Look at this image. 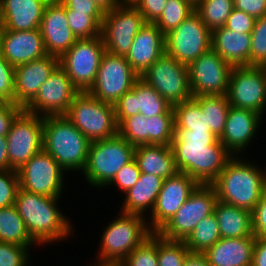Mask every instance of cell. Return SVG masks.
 Listing matches in <instances>:
<instances>
[{
    "label": "cell",
    "mask_w": 266,
    "mask_h": 266,
    "mask_svg": "<svg viewBox=\"0 0 266 266\" xmlns=\"http://www.w3.org/2000/svg\"><path fill=\"white\" fill-rule=\"evenodd\" d=\"M199 184L189 175L177 172L164 180L152 212L149 228L158 232L180 209Z\"/></svg>",
    "instance_id": "cell-19"
},
{
    "label": "cell",
    "mask_w": 266,
    "mask_h": 266,
    "mask_svg": "<svg viewBox=\"0 0 266 266\" xmlns=\"http://www.w3.org/2000/svg\"><path fill=\"white\" fill-rule=\"evenodd\" d=\"M79 92L59 65L24 110L42 117L64 115Z\"/></svg>",
    "instance_id": "cell-18"
},
{
    "label": "cell",
    "mask_w": 266,
    "mask_h": 266,
    "mask_svg": "<svg viewBox=\"0 0 266 266\" xmlns=\"http://www.w3.org/2000/svg\"><path fill=\"white\" fill-rule=\"evenodd\" d=\"M252 231L256 238H266V191L252 211Z\"/></svg>",
    "instance_id": "cell-51"
},
{
    "label": "cell",
    "mask_w": 266,
    "mask_h": 266,
    "mask_svg": "<svg viewBox=\"0 0 266 266\" xmlns=\"http://www.w3.org/2000/svg\"><path fill=\"white\" fill-rule=\"evenodd\" d=\"M39 29L47 54L57 58L78 40L68 25L66 8L58 0H50L46 5Z\"/></svg>",
    "instance_id": "cell-22"
},
{
    "label": "cell",
    "mask_w": 266,
    "mask_h": 266,
    "mask_svg": "<svg viewBox=\"0 0 266 266\" xmlns=\"http://www.w3.org/2000/svg\"><path fill=\"white\" fill-rule=\"evenodd\" d=\"M194 11L195 6L188 0H167L163 13L155 24L166 35Z\"/></svg>",
    "instance_id": "cell-37"
},
{
    "label": "cell",
    "mask_w": 266,
    "mask_h": 266,
    "mask_svg": "<svg viewBox=\"0 0 266 266\" xmlns=\"http://www.w3.org/2000/svg\"><path fill=\"white\" fill-rule=\"evenodd\" d=\"M165 53V35L155 23H146L136 34L125 58L133 70L143 73Z\"/></svg>",
    "instance_id": "cell-25"
},
{
    "label": "cell",
    "mask_w": 266,
    "mask_h": 266,
    "mask_svg": "<svg viewBox=\"0 0 266 266\" xmlns=\"http://www.w3.org/2000/svg\"><path fill=\"white\" fill-rule=\"evenodd\" d=\"M174 112L148 117V144L170 146L174 137Z\"/></svg>",
    "instance_id": "cell-38"
},
{
    "label": "cell",
    "mask_w": 266,
    "mask_h": 266,
    "mask_svg": "<svg viewBox=\"0 0 266 266\" xmlns=\"http://www.w3.org/2000/svg\"><path fill=\"white\" fill-rule=\"evenodd\" d=\"M256 18L251 15H248L242 10L233 8L230 13L224 27L240 33H251L253 31Z\"/></svg>",
    "instance_id": "cell-48"
},
{
    "label": "cell",
    "mask_w": 266,
    "mask_h": 266,
    "mask_svg": "<svg viewBox=\"0 0 266 266\" xmlns=\"http://www.w3.org/2000/svg\"><path fill=\"white\" fill-rule=\"evenodd\" d=\"M146 24L143 15L134 5H118L104 13L101 37L107 52L126 56L134 37Z\"/></svg>",
    "instance_id": "cell-13"
},
{
    "label": "cell",
    "mask_w": 266,
    "mask_h": 266,
    "mask_svg": "<svg viewBox=\"0 0 266 266\" xmlns=\"http://www.w3.org/2000/svg\"><path fill=\"white\" fill-rule=\"evenodd\" d=\"M188 1H190L194 6H196L202 0H188Z\"/></svg>",
    "instance_id": "cell-59"
},
{
    "label": "cell",
    "mask_w": 266,
    "mask_h": 266,
    "mask_svg": "<svg viewBox=\"0 0 266 266\" xmlns=\"http://www.w3.org/2000/svg\"><path fill=\"white\" fill-rule=\"evenodd\" d=\"M118 134L134 147L148 144V118L136 114L118 125Z\"/></svg>",
    "instance_id": "cell-40"
},
{
    "label": "cell",
    "mask_w": 266,
    "mask_h": 266,
    "mask_svg": "<svg viewBox=\"0 0 266 266\" xmlns=\"http://www.w3.org/2000/svg\"><path fill=\"white\" fill-rule=\"evenodd\" d=\"M139 78L125 56L106 51L102 56L95 83L88 92L98 100L114 105L133 88Z\"/></svg>",
    "instance_id": "cell-11"
},
{
    "label": "cell",
    "mask_w": 266,
    "mask_h": 266,
    "mask_svg": "<svg viewBox=\"0 0 266 266\" xmlns=\"http://www.w3.org/2000/svg\"><path fill=\"white\" fill-rule=\"evenodd\" d=\"M134 159L141 173L155 175L164 180L178 172L172 148L168 145L136 146Z\"/></svg>",
    "instance_id": "cell-29"
},
{
    "label": "cell",
    "mask_w": 266,
    "mask_h": 266,
    "mask_svg": "<svg viewBox=\"0 0 266 266\" xmlns=\"http://www.w3.org/2000/svg\"><path fill=\"white\" fill-rule=\"evenodd\" d=\"M118 5H134L138 0H116Z\"/></svg>",
    "instance_id": "cell-58"
},
{
    "label": "cell",
    "mask_w": 266,
    "mask_h": 266,
    "mask_svg": "<svg viewBox=\"0 0 266 266\" xmlns=\"http://www.w3.org/2000/svg\"><path fill=\"white\" fill-rule=\"evenodd\" d=\"M226 95L230 106L249 109L263 116L266 110V67H233Z\"/></svg>",
    "instance_id": "cell-15"
},
{
    "label": "cell",
    "mask_w": 266,
    "mask_h": 266,
    "mask_svg": "<svg viewBox=\"0 0 266 266\" xmlns=\"http://www.w3.org/2000/svg\"><path fill=\"white\" fill-rule=\"evenodd\" d=\"M187 68L193 97L227 94L233 67L214 50L201 54Z\"/></svg>",
    "instance_id": "cell-16"
},
{
    "label": "cell",
    "mask_w": 266,
    "mask_h": 266,
    "mask_svg": "<svg viewBox=\"0 0 266 266\" xmlns=\"http://www.w3.org/2000/svg\"><path fill=\"white\" fill-rule=\"evenodd\" d=\"M251 266H266V238L255 237Z\"/></svg>",
    "instance_id": "cell-54"
},
{
    "label": "cell",
    "mask_w": 266,
    "mask_h": 266,
    "mask_svg": "<svg viewBox=\"0 0 266 266\" xmlns=\"http://www.w3.org/2000/svg\"><path fill=\"white\" fill-rule=\"evenodd\" d=\"M134 151L135 147L119 134L91 142L82 171L85 180L96 188L107 186L117 172L134 159Z\"/></svg>",
    "instance_id": "cell-7"
},
{
    "label": "cell",
    "mask_w": 266,
    "mask_h": 266,
    "mask_svg": "<svg viewBox=\"0 0 266 266\" xmlns=\"http://www.w3.org/2000/svg\"><path fill=\"white\" fill-rule=\"evenodd\" d=\"M141 171L139 170L138 164L135 159L124 165L114 176V178L107 184H116L117 187L123 191L124 194L133 187L139 180Z\"/></svg>",
    "instance_id": "cell-46"
},
{
    "label": "cell",
    "mask_w": 266,
    "mask_h": 266,
    "mask_svg": "<svg viewBox=\"0 0 266 266\" xmlns=\"http://www.w3.org/2000/svg\"><path fill=\"white\" fill-rule=\"evenodd\" d=\"M211 49V30L194 11L165 35V53L188 66Z\"/></svg>",
    "instance_id": "cell-10"
},
{
    "label": "cell",
    "mask_w": 266,
    "mask_h": 266,
    "mask_svg": "<svg viewBox=\"0 0 266 266\" xmlns=\"http://www.w3.org/2000/svg\"><path fill=\"white\" fill-rule=\"evenodd\" d=\"M0 242L29 248L37 243L29 235L24 220L15 205L0 208Z\"/></svg>",
    "instance_id": "cell-32"
},
{
    "label": "cell",
    "mask_w": 266,
    "mask_h": 266,
    "mask_svg": "<svg viewBox=\"0 0 266 266\" xmlns=\"http://www.w3.org/2000/svg\"><path fill=\"white\" fill-rule=\"evenodd\" d=\"M233 8V0H202L195 6V11L207 27L213 31L225 25Z\"/></svg>",
    "instance_id": "cell-36"
},
{
    "label": "cell",
    "mask_w": 266,
    "mask_h": 266,
    "mask_svg": "<svg viewBox=\"0 0 266 266\" xmlns=\"http://www.w3.org/2000/svg\"><path fill=\"white\" fill-rule=\"evenodd\" d=\"M261 118L262 115L255 111L230 106L220 142L233 156H237L256 136Z\"/></svg>",
    "instance_id": "cell-24"
},
{
    "label": "cell",
    "mask_w": 266,
    "mask_h": 266,
    "mask_svg": "<svg viewBox=\"0 0 266 266\" xmlns=\"http://www.w3.org/2000/svg\"><path fill=\"white\" fill-rule=\"evenodd\" d=\"M184 266H210L206 256L203 253L190 252L184 262Z\"/></svg>",
    "instance_id": "cell-55"
},
{
    "label": "cell",
    "mask_w": 266,
    "mask_h": 266,
    "mask_svg": "<svg viewBox=\"0 0 266 266\" xmlns=\"http://www.w3.org/2000/svg\"><path fill=\"white\" fill-rule=\"evenodd\" d=\"M167 0H138L134 6L141 12L146 23H155L162 15Z\"/></svg>",
    "instance_id": "cell-50"
},
{
    "label": "cell",
    "mask_w": 266,
    "mask_h": 266,
    "mask_svg": "<svg viewBox=\"0 0 266 266\" xmlns=\"http://www.w3.org/2000/svg\"><path fill=\"white\" fill-rule=\"evenodd\" d=\"M60 65L59 58L46 56L20 64L14 70V103L23 109L35 98L41 85Z\"/></svg>",
    "instance_id": "cell-21"
},
{
    "label": "cell",
    "mask_w": 266,
    "mask_h": 266,
    "mask_svg": "<svg viewBox=\"0 0 266 266\" xmlns=\"http://www.w3.org/2000/svg\"><path fill=\"white\" fill-rule=\"evenodd\" d=\"M211 49L232 67L250 66L251 34L216 28L211 31Z\"/></svg>",
    "instance_id": "cell-27"
},
{
    "label": "cell",
    "mask_w": 266,
    "mask_h": 266,
    "mask_svg": "<svg viewBox=\"0 0 266 266\" xmlns=\"http://www.w3.org/2000/svg\"><path fill=\"white\" fill-rule=\"evenodd\" d=\"M217 193L212 185L199 184L174 216L157 232L162 238L185 241L196 225L214 211Z\"/></svg>",
    "instance_id": "cell-8"
},
{
    "label": "cell",
    "mask_w": 266,
    "mask_h": 266,
    "mask_svg": "<svg viewBox=\"0 0 266 266\" xmlns=\"http://www.w3.org/2000/svg\"><path fill=\"white\" fill-rule=\"evenodd\" d=\"M106 52L101 35L91 39H78L59 58L73 85L80 91H89L96 80L103 54Z\"/></svg>",
    "instance_id": "cell-9"
},
{
    "label": "cell",
    "mask_w": 266,
    "mask_h": 266,
    "mask_svg": "<svg viewBox=\"0 0 266 266\" xmlns=\"http://www.w3.org/2000/svg\"><path fill=\"white\" fill-rule=\"evenodd\" d=\"M189 253L184 241L167 240L157 233L158 266H184Z\"/></svg>",
    "instance_id": "cell-39"
},
{
    "label": "cell",
    "mask_w": 266,
    "mask_h": 266,
    "mask_svg": "<svg viewBox=\"0 0 266 266\" xmlns=\"http://www.w3.org/2000/svg\"><path fill=\"white\" fill-rule=\"evenodd\" d=\"M234 8L246 12L254 18L266 15V0H233Z\"/></svg>",
    "instance_id": "cell-53"
},
{
    "label": "cell",
    "mask_w": 266,
    "mask_h": 266,
    "mask_svg": "<svg viewBox=\"0 0 266 266\" xmlns=\"http://www.w3.org/2000/svg\"><path fill=\"white\" fill-rule=\"evenodd\" d=\"M255 237L220 238L203 254L210 266H251Z\"/></svg>",
    "instance_id": "cell-28"
},
{
    "label": "cell",
    "mask_w": 266,
    "mask_h": 266,
    "mask_svg": "<svg viewBox=\"0 0 266 266\" xmlns=\"http://www.w3.org/2000/svg\"><path fill=\"white\" fill-rule=\"evenodd\" d=\"M50 0H0V27L14 31L39 29Z\"/></svg>",
    "instance_id": "cell-26"
},
{
    "label": "cell",
    "mask_w": 266,
    "mask_h": 266,
    "mask_svg": "<svg viewBox=\"0 0 266 266\" xmlns=\"http://www.w3.org/2000/svg\"><path fill=\"white\" fill-rule=\"evenodd\" d=\"M221 238L255 237L252 231V212L216 201L213 211Z\"/></svg>",
    "instance_id": "cell-31"
},
{
    "label": "cell",
    "mask_w": 266,
    "mask_h": 266,
    "mask_svg": "<svg viewBox=\"0 0 266 266\" xmlns=\"http://www.w3.org/2000/svg\"><path fill=\"white\" fill-rule=\"evenodd\" d=\"M163 182V178L141 173L137 183L125 193L121 212L145 217L147 209L152 212Z\"/></svg>",
    "instance_id": "cell-30"
},
{
    "label": "cell",
    "mask_w": 266,
    "mask_h": 266,
    "mask_svg": "<svg viewBox=\"0 0 266 266\" xmlns=\"http://www.w3.org/2000/svg\"><path fill=\"white\" fill-rule=\"evenodd\" d=\"M29 248L12 243L0 242V266H27Z\"/></svg>",
    "instance_id": "cell-45"
},
{
    "label": "cell",
    "mask_w": 266,
    "mask_h": 266,
    "mask_svg": "<svg viewBox=\"0 0 266 266\" xmlns=\"http://www.w3.org/2000/svg\"><path fill=\"white\" fill-rule=\"evenodd\" d=\"M193 99L200 105L203 114H206L210 131L220 138L230 108L227 95L196 96Z\"/></svg>",
    "instance_id": "cell-33"
},
{
    "label": "cell",
    "mask_w": 266,
    "mask_h": 266,
    "mask_svg": "<svg viewBox=\"0 0 266 266\" xmlns=\"http://www.w3.org/2000/svg\"><path fill=\"white\" fill-rule=\"evenodd\" d=\"M19 187L16 170H0V208L15 204Z\"/></svg>",
    "instance_id": "cell-44"
},
{
    "label": "cell",
    "mask_w": 266,
    "mask_h": 266,
    "mask_svg": "<svg viewBox=\"0 0 266 266\" xmlns=\"http://www.w3.org/2000/svg\"><path fill=\"white\" fill-rule=\"evenodd\" d=\"M17 172L20 188L49 197L61 196L65 172L44 150L35 154Z\"/></svg>",
    "instance_id": "cell-17"
},
{
    "label": "cell",
    "mask_w": 266,
    "mask_h": 266,
    "mask_svg": "<svg viewBox=\"0 0 266 266\" xmlns=\"http://www.w3.org/2000/svg\"><path fill=\"white\" fill-rule=\"evenodd\" d=\"M6 138L9 165L18 171L43 150V117L23 109L13 120Z\"/></svg>",
    "instance_id": "cell-14"
},
{
    "label": "cell",
    "mask_w": 266,
    "mask_h": 266,
    "mask_svg": "<svg viewBox=\"0 0 266 266\" xmlns=\"http://www.w3.org/2000/svg\"><path fill=\"white\" fill-rule=\"evenodd\" d=\"M90 143L64 115L43 117V150L64 171H83Z\"/></svg>",
    "instance_id": "cell-4"
},
{
    "label": "cell",
    "mask_w": 266,
    "mask_h": 266,
    "mask_svg": "<svg viewBox=\"0 0 266 266\" xmlns=\"http://www.w3.org/2000/svg\"><path fill=\"white\" fill-rule=\"evenodd\" d=\"M22 110L23 108L15 103L0 102V137H6L13 120Z\"/></svg>",
    "instance_id": "cell-52"
},
{
    "label": "cell",
    "mask_w": 266,
    "mask_h": 266,
    "mask_svg": "<svg viewBox=\"0 0 266 266\" xmlns=\"http://www.w3.org/2000/svg\"><path fill=\"white\" fill-rule=\"evenodd\" d=\"M118 266H158L157 233L132 250Z\"/></svg>",
    "instance_id": "cell-41"
},
{
    "label": "cell",
    "mask_w": 266,
    "mask_h": 266,
    "mask_svg": "<svg viewBox=\"0 0 266 266\" xmlns=\"http://www.w3.org/2000/svg\"><path fill=\"white\" fill-rule=\"evenodd\" d=\"M170 146L178 172L202 185H211L233 157L211 131L174 129Z\"/></svg>",
    "instance_id": "cell-1"
},
{
    "label": "cell",
    "mask_w": 266,
    "mask_h": 266,
    "mask_svg": "<svg viewBox=\"0 0 266 266\" xmlns=\"http://www.w3.org/2000/svg\"><path fill=\"white\" fill-rule=\"evenodd\" d=\"M211 185L217 200L252 212L266 191V171L233 156Z\"/></svg>",
    "instance_id": "cell-3"
},
{
    "label": "cell",
    "mask_w": 266,
    "mask_h": 266,
    "mask_svg": "<svg viewBox=\"0 0 266 266\" xmlns=\"http://www.w3.org/2000/svg\"><path fill=\"white\" fill-rule=\"evenodd\" d=\"M58 199L18 189L14 205L38 245L66 239L72 232V224L57 207Z\"/></svg>",
    "instance_id": "cell-2"
},
{
    "label": "cell",
    "mask_w": 266,
    "mask_h": 266,
    "mask_svg": "<svg viewBox=\"0 0 266 266\" xmlns=\"http://www.w3.org/2000/svg\"><path fill=\"white\" fill-rule=\"evenodd\" d=\"M174 129H188L192 131H210L207 125L206 114H203L200 105L193 99L173 105Z\"/></svg>",
    "instance_id": "cell-35"
},
{
    "label": "cell",
    "mask_w": 266,
    "mask_h": 266,
    "mask_svg": "<svg viewBox=\"0 0 266 266\" xmlns=\"http://www.w3.org/2000/svg\"><path fill=\"white\" fill-rule=\"evenodd\" d=\"M171 105L193 98L188 68L172 56L164 53L140 76Z\"/></svg>",
    "instance_id": "cell-12"
},
{
    "label": "cell",
    "mask_w": 266,
    "mask_h": 266,
    "mask_svg": "<svg viewBox=\"0 0 266 266\" xmlns=\"http://www.w3.org/2000/svg\"><path fill=\"white\" fill-rule=\"evenodd\" d=\"M250 34V66L266 67V15L256 19Z\"/></svg>",
    "instance_id": "cell-43"
},
{
    "label": "cell",
    "mask_w": 266,
    "mask_h": 266,
    "mask_svg": "<svg viewBox=\"0 0 266 266\" xmlns=\"http://www.w3.org/2000/svg\"><path fill=\"white\" fill-rule=\"evenodd\" d=\"M64 116L90 142L114 137L118 134L115 107L98 100L88 91L79 92Z\"/></svg>",
    "instance_id": "cell-6"
},
{
    "label": "cell",
    "mask_w": 266,
    "mask_h": 266,
    "mask_svg": "<svg viewBox=\"0 0 266 266\" xmlns=\"http://www.w3.org/2000/svg\"><path fill=\"white\" fill-rule=\"evenodd\" d=\"M0 55L14 67L46 56L40 29L14 31L0 27Z\"/></svg>",
    "instance_id": "cell-23"
},
{
    "label": "cell",
    "mask_w": 266,
    "mask_h": 266,
    "mask_svg": "<svg viewBox=\"0 0 266 266\" xmlns=\"http://www.w3.org/2000/svg\"><path fill=\"white\" fill-rule=\"evenodd\" d=\"M15 67L0 55V102L14 103Z\"/></svg>",
    "instance_id": "cell-47"
},
{
    "label": "cell",
    "mask_w": 266,
    "mask_h": 266,
    "mask_svg": "<svg viewBox=\"0 0 266 266\" xmlns=\"http://www.w3.org/2000/svg\"><path fill=\"white\" fill-rule=\"evenodd\" d=\"M93 266H94V263H93ZM95 266H116V265L97 264Z\"/></svg>",
    "instance_id": "cell-60"
},
{
    "label": "cell",
    "mask_w": 266,
    "mask_h": 266,
    "mask_svg": "<svg viewBox=\"0 0 266 266\" xmlns=\"http://www.w3.org/2000/svg\"><path fill=\"white\" fill-rule=\"evenodd\" d=\"M66 18L77 39H91L101 35V25L91 15L66 9Z\"/></svg>",
    "instance_id": "cell-42"
},
{
    "label": "cell",
    "mask_w": 266,
    "mask_h": 266,
    "mask_svg": "<svg viewBox=\"0 0 266 266\" xmlns=\"http://www.w3.org/2000/svg\"><path fill=\"white\" fill-rule=\"evenodd\" d=\"M221 238L217 219L212 213L203 218L184 241L192 253H204Z\"/></svg>",
    "instance_id": "cell-34"
},
{
    "label": "cell",
    "mask_w": 266,
    "mask_h": 266,
    "mask_svg": "<svg viewBox=\"0 0 266 266\" xmlns=\"http://www.w3.org/2000/svg\"><path fill=\"white\" fill-rule=\"evenodd\" d=\"M118 215L119 217L113 219L103 232L98 262L94 264L118 266L132 250L154 233L145 217L124 212Z\"/></svg>",
    "instance_id": "cell-5"
},
{
    "label": "cell",
    "mask_w": 266,
    "mask_h": 266,
    "mask_svg": "<svg viewBox=\"0 0 266 266\" xmlns=\"http://www.w3.org/2000/svg\"><path fill=\"white\" fill-rule=\"evenodd\" d=\"M104 13L113 10L118 3L116 0H92Z\"/></svg>",
    "instance_id": "cell-57"
},
{
    "label": "cell",
    "mask_w": 266,
    "mask_h": 266,
    "mask_svg": "<svg viewBox=\"0 0 266 266\" xmlns=\"http://www.w3.org/2000/svg\"><path fill=\"white\" fill-rule=\"evenodd\" d=\"M66 9L73 12L91 15L100 25L104 19V12L92 0H58Z\"/></svg>",
    "instance_id": "cell-49"
},
{
    "label": "cell",
    "mask_w": 266,
    "mask_h": 266,
    "mask_svg": "<svg viewBox=\"0 0 266 266\" xmlns=\"http://www.w3.org/2000/svg\"><path fill=\"white\" fill-rule=\"evenodd\" d=\"M0 170H13L9 165L6 137H0Z\"/></svg>",
    "instance_id": "cell-56"
},
{
    "label": "cell",
    "mask_w": 266,
    "mask_h": 266,
    "mask_svg": "<svg viewBox=\"0 0 266 266\" xmlns=\"http://www.w3.org/2000/svg\"><path fill=\"white\" fill-rule=\"evenodd\" d=\"M114 107L118 125L126 117L139 113L148 118L165 112H174L173 105L141 78L114 104Z\"/></svg>",
    "instance_id": "cell-20"
}]
</instances>
